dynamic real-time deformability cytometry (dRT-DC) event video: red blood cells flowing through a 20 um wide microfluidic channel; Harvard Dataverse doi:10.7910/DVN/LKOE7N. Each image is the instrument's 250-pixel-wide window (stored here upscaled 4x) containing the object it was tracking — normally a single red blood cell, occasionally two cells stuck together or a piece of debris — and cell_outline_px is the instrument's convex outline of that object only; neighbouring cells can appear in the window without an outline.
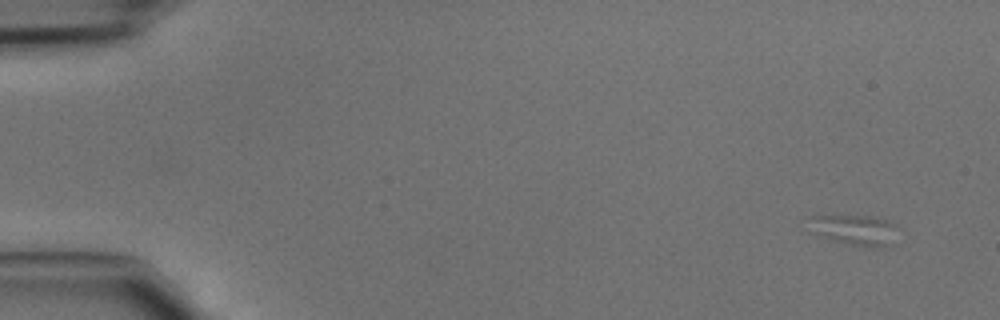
{"species": "common noctule bat (a hibernating species)", "species_latin": "Nyctalus noctula", "temperature_condition": "cold", "stored_images_in_passage": 14, "camera_frame_rate_fps": 3000, "um_per_image_px": 0.085, "animal": {"sex": "male", "body_mass_g": 15.6}, "frame": {"image": 1, "passage_image": 1, "time_ms": 0.0, "image_size_px": [1000, 320], "cell_outline_px": [[896, 224], [888, 244], [876, 248], [860, 248], [828, 240], [816, 236], [808, 232], [808, 216], [872, 216], [888, 220]], "centroid_in_image_um": [72.48, 19.56], "position_along_channel_um": 12.5, "area_um2": 16.18}}
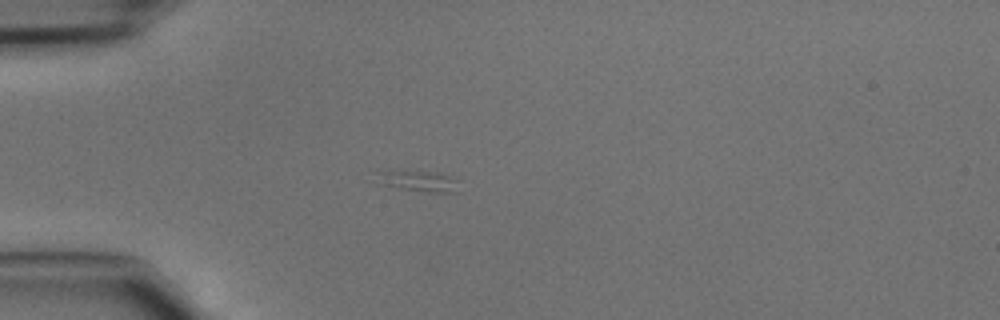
{"frame": {"image": 2, "passage_image": 12, "time_ms": 3.667, "image_size_px": [1000, 320], "cell_outline_px": [[460, 192], [428, 192], [400, 188], [376, 184], [372, 172], [388, 168], [404, 168], [440, 172], [456, 180]], "centroid_in_image_um": [35.36, 15.31], "position_along_channel_um": 49.6, "area_um2": 11.21}}